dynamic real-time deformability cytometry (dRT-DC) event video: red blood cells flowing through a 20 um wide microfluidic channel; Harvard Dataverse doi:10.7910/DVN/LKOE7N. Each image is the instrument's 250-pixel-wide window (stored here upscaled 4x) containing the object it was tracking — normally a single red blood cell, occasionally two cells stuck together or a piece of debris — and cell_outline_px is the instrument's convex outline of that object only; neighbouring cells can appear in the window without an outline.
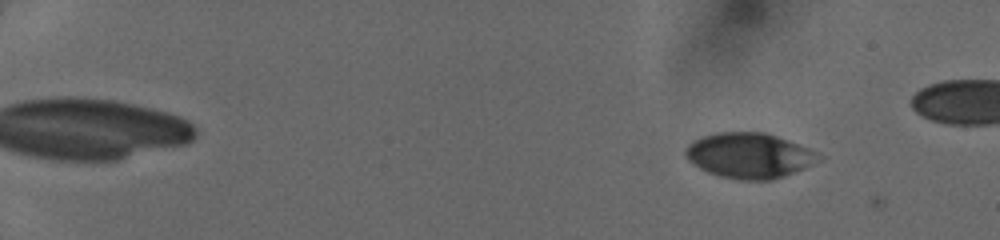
{"species": "human", "species_latin": "Homo sapiens", "temperature_condition": "cold", "stored_images_in_passage": 76, "segment_of_instrument_passage": [1, 2], "camera_frame_rate_fps": 3000, "um_per_image_px": 0.085, "donor": {"sex": "female"}, "frame": {"image": 1, "passage_image": 10, "time_ms": 2.333, "image_size_px": [1000, 240], "cell_outline_px": [[824, 156], [820, 160], [804, 168], [784, 176], [772, 180], [740, 180], [720, 176], [708, 172], [700, 168], [688, 160], [684, 156], [684, 148], [692, 140], [716, 132], [764, 132], [776, 136], [808, 148]], "centroid_in_image_um": [63.66, 13.22], "position_along_channel_um": 21.3, "area_um2": 35.14}}
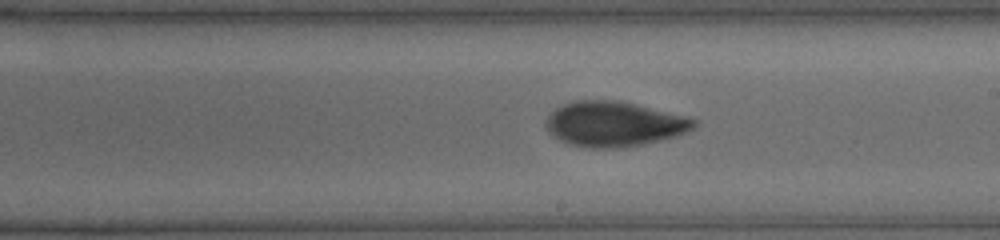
{"frame": {"image": 2, "passage_image": 48, "time_ms": 11.0, "image_size_px": [1000, 240], "cell_outline_px": [[696, 124], [688, 132], [676, 136], [644, 144], [620, 148], [588, 148], [568, 144], [560, 140], [548, 132], [544, 124], [548, 116], [556, 108], [564, 104], [576, 100], [616, 100], [684, 116], [696, 120]], "centroid_in_image_um": [52.15, 10.56], "position_along_channel_um": 236.9, "area_um2": 38.61}}
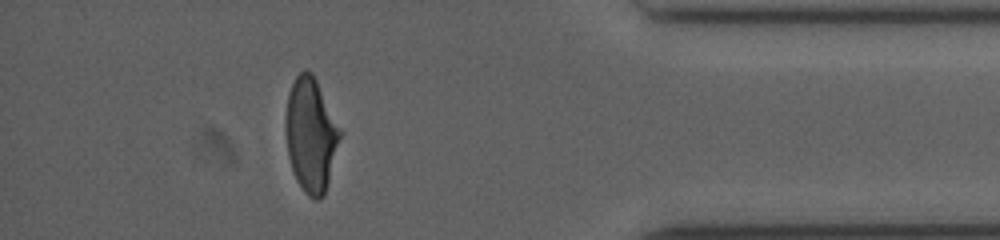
{"frame": {"image": 3, "passage_image": 68, "time_ms": 15.667, "image_size_px": [1000, 240], "cell_outline_px": [[340, 136], [328, 184], [324, 196], [316, 200], [308, 196], [304, 192], [296, 180], [288, 156], [284, 128], [284, 116], [288, 92], [296, 76], [304, 68], [312, 72], [340, 128]], "centroid_in_image_um": [26.38, 11.45], "position_along_channel_um": 408.8, "area_um2": 36.13}}